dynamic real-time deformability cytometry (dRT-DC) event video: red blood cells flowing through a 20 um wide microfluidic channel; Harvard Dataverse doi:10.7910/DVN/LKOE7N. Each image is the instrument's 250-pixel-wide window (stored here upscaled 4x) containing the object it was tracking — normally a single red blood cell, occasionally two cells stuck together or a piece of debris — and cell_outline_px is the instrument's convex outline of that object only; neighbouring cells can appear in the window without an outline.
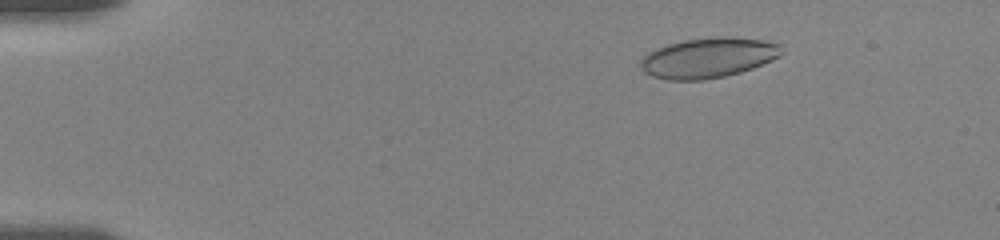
{"species": "human", "species_latin": "Homo sapiens", "temperature_condition": "room temperature", "stored_images_in_passage": 15, "camera_frame_rate_fps": 3000, "um_per_image_px": 0.085, "donor": {"sex": "female"}, "frame": {"image": 1, "passage_image": 5, "time_ms": 2.333, "image_size_px": [1000, 240], "cell_outline_px": [[784, 52], [780, 56], [772, 60], [752, 68], [740, 72], [724, 76], [704, 80], [668, 80], [652, 76], [644, 72], [640, 68], [640, 60], [648, 52], [656, 48], [668, 44], [684, 40], [720, 36], [760, 40], [780, 44]], "centroid_in_image_um": [60.18, 4.92], "position_along_channel_um": 24.8, "area_um2": 32.89}}
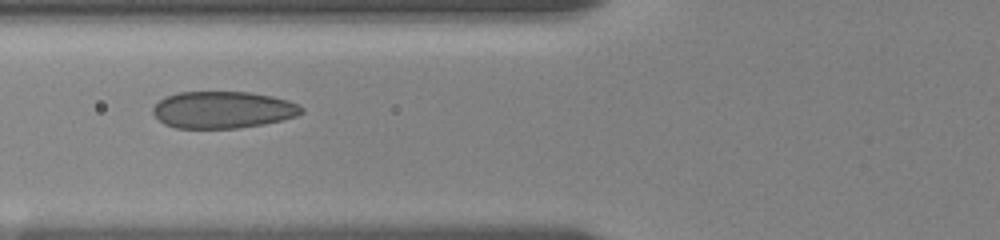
{"frame": {"image": 2, "passage_image": 12, "time_ms": 7.0, "image_size_px": [1000, 240], "cell_outline_px": [[304, 112], [296, 116], [264, 124], [236, 128], [176, 128], [164, 124], [152, 112], [152, 108], [164, 96], [180, 92], [248, 92], [272, 96], [288, 100], [304, 108]], "centroid_in_image_um": [18.93, 9.33], "position_along_channel_um": 106.9, "area_um2": 31.91}}
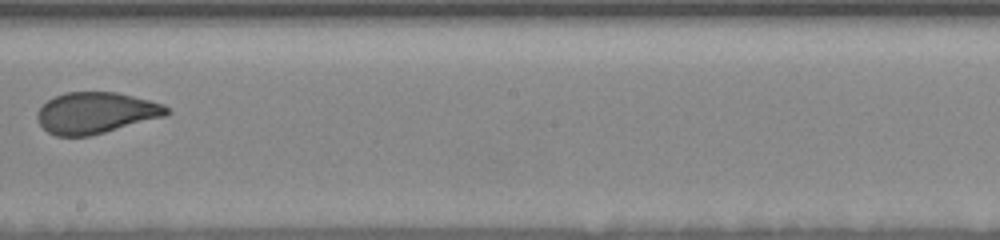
{"frame": {"image": 3, "passage_image": 15, "time_ms": 10.667, "image_size_px": [1000, 240], "cell_outline_px": [[172, 112], [164, 116], [104, 132], [88, 136], [56, 136], [48, 132], [40, 124], [36, 116], [40, 108], [48, 100], [64, 92], [116, 92], [164, 104]], "centroid_in_image_um": [8.14, 9.59], "position_along_channel_um": 240.1, "area_um2": 30.75}}